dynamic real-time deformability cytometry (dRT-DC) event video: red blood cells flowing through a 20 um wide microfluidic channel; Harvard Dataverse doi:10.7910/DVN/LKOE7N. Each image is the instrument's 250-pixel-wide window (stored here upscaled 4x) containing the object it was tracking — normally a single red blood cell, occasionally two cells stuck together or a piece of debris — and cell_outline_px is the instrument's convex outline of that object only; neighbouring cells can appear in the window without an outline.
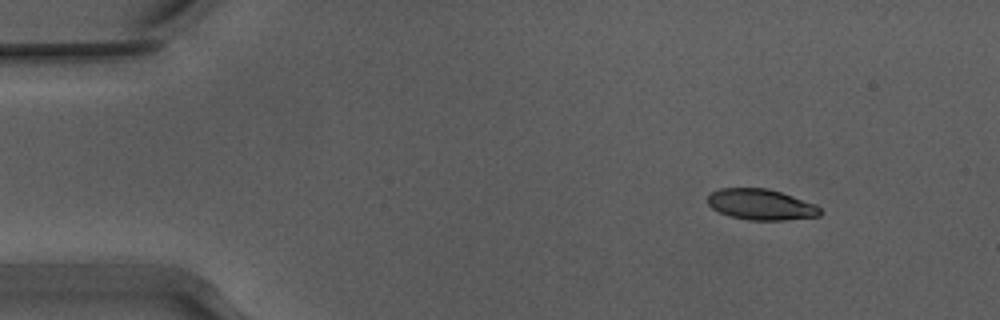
{"species": "Egyptian fruit bat (a non-hibernating species)", "species_latin": "Rousettus aegyptiacus", "temperature_condition": "warm", "stored_images_in_passage": 47, "camera_frame_rate_fps": 3000, "um_per_image_px": 0.085, "animal": {"sex": "male"}, "frame": {"image": 1, "passage_image": 1, "time_ms": 0.0, "image_size_px": [1000, 320], "cell_outline_px": [[824, 212], [820, 216], [784, 220], [748, 220], [728, 216], [712, 208], [708, 204], [708, 196], [712, 192], [720, 188], [768, 188], [816, 204]], "centroid_in_image_um": [64.7, 17.39], "position_along_channel_um": 20.3, "area_um2": 20.29}}
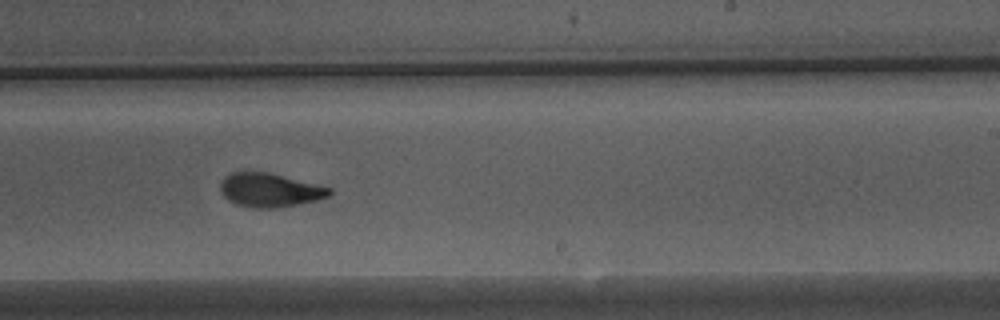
{"frame": {"image": 2, "passage_image": 27, "time_ms": 8.667, "image_size_px": [1000, 320], "cell_outline_px": [[332, 192], [328, 196], [316, 200], [276, 208], [252, 208], [236, 204], [228, 200], [220, 192], [220, 184], [224, 176], [232, 172], [268, 172], [332, 188]], "centroid_in_image_um": [22.89, 16.16], "position_along_channel_um": 266.1, "area_um2": 21.39}}
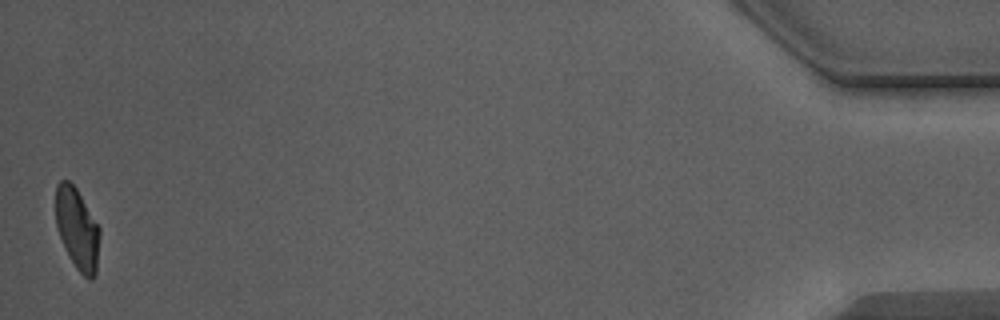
{"frame": {"image": 3, "passage_image": 47, "time_ms": 15.333, "image_size_px": [1000, 320], "cell_outline_px": [[100, 236], [96, 272], [92, 280], [88, 280], [76, 268], [68, 256], [60, 236], [56, 224], [56, 184], [60, 180], [68, 180], [76, 188], [100, 228]], "centroid_in_image_um": [6.57, 19.47], "position_along_channel_um": 428.6, "area_um2": 20.81}, "authors_computed_cell_mechanics": {"area_um2": 21.964, "velocity_mm_per_s": 3.9021, "shape_relaxation_time_tau1_ms": 3.6299, "shape_relaxation_time_tau2_ms": 1.4738, "deformation_change_tau1": 0.146, "deformation_change_tau2": 0.0738}}